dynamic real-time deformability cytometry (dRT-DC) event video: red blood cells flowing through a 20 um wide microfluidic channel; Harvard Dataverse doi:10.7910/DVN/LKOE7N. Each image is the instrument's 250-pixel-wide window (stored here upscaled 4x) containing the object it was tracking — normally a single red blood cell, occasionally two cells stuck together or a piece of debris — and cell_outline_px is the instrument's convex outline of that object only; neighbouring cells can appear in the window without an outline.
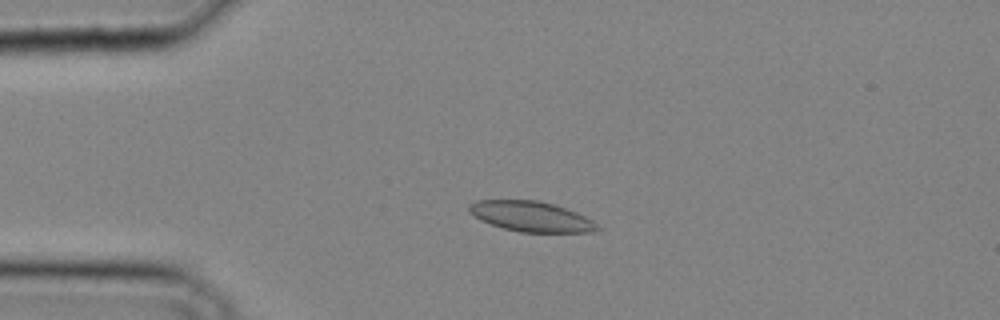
{"species": "common noctule bat (a hibernating species)", "species_latin": "Nyctalus noctula", "temperature_condition": "cold", "stored_images_in_passage": 35, "camera_frame_rate_fps": 3000, "um_per_image_px": 0.085, "animal": {"sex": "male", "body_mass_g": 20.4}, "frame": {"image": 1, "passage_image": 9, "time_ms": 2.667, "image_size_px": [1000, 320], "cell_outline_px": [[600, 228], [596, 232], [520, 232], [504, 228], [480, 220], [468, 212], [468, 204], [476, 200], [536, 200], [552, 204], [576, 212], [592, 220]], "centroid_in_image_um": [45.11, 18.4], "position_along_channel_um": 39.9, "area_um2": 22.48}}
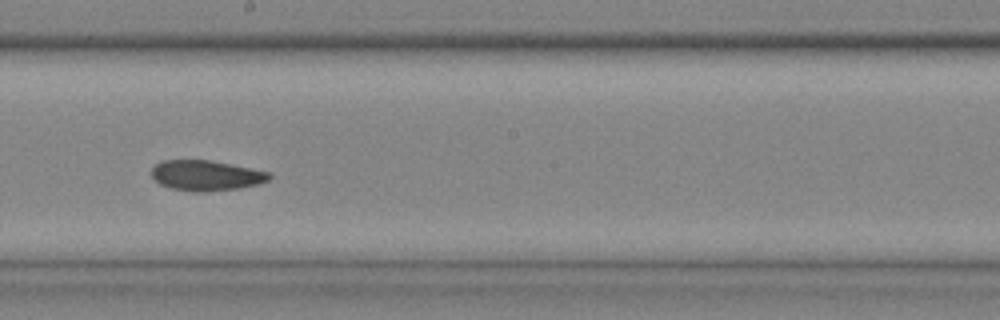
{"frame": {"image": 2, "passage_image": 21, "time_ms": 6.667, "image_size_px": [1000, 320], "cell_outline_px": [[272, 176], [268, 180], [256, 184], [240, 188], [204, 192], [192, 192], [172, 188], [160, 184], [152, 176], [152, 168], [160, 160], [208, 160], [272, 172]], "centroid_in_image_um": [17.52, 14.91], "position_along_channel_um": 230.7, "area_um2": 20.75}}
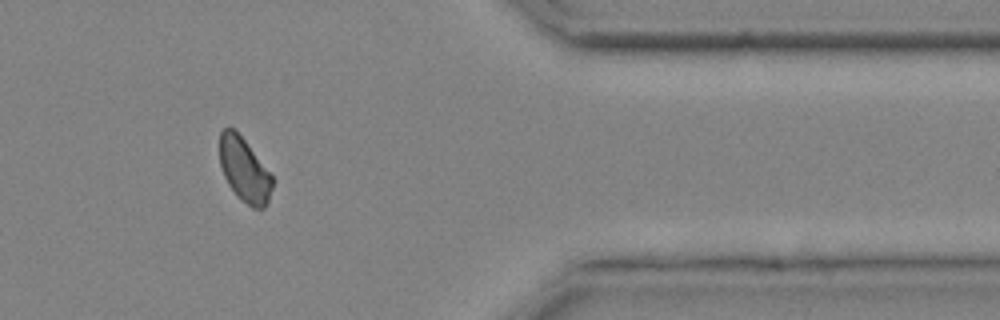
{"frame": {"image": 3, "passage_image": 31, "time_ms": 10.0, "image_size_px": [1000, 320], "cell_outline_px": [[272, 188], [268, 200], [264, 208], [252, 208], [236, 196], [228, 184], [224, 176], [220, 164], [220, 132], [224, 128], [232, 128], [244, 140], [272, 176]], "centroid_in_image_um": [20.75, 14.47], "position_along_channel_um": 390.7, "area_um2": 19.25}}